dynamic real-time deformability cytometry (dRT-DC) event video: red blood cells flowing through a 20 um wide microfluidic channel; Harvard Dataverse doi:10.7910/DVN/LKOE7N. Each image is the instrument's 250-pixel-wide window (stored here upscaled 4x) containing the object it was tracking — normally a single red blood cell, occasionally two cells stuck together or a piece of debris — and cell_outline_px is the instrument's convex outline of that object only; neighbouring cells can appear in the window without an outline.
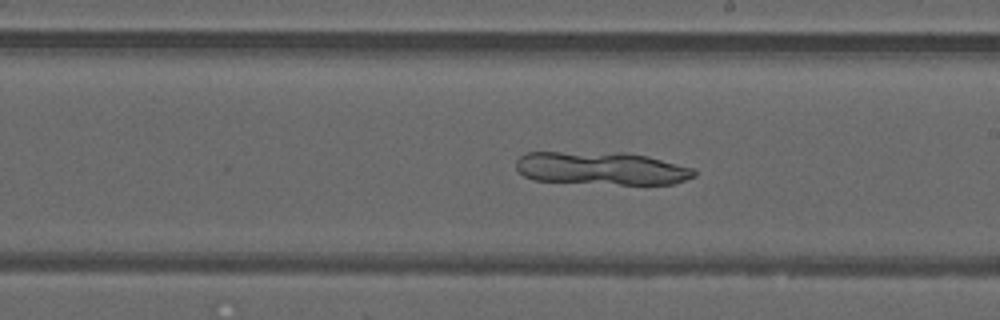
{"species": "common noctule bat (a hibernating species)", "species_latin": "Nyctalus noctula", "temperature_condition": "warm", "stored_images_in_passage": 49, "camera_frame_rate_fps": 3000, "um_per_image_px": 0.085, "animal": {"sex": "male", "forearm_length_mm": 52.5}, "frame": {"image": 1, "passage_image": 28, "time_ms": 9.0, "image_size_px": [1000, 320], "cell_outline_px": [[696, 176], [672, 184], [620, 184], [532, 180], [524, 176], [516, 168], [516, 160], [520, 156], [528, 152], [624, 152], [648, 156], [692, 168], [696, 172]], "centroid_in_image_um": [51.11, 14.3], "position_along_channel_um": 237.9, "area_um2": 34.28}}